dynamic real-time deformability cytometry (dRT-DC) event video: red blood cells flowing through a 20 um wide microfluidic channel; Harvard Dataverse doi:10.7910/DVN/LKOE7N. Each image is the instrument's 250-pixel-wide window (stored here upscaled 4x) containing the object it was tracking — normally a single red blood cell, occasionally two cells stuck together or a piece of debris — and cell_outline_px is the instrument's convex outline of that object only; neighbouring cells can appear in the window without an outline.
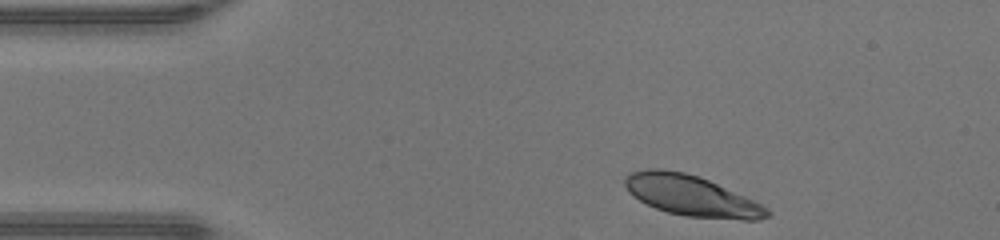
{"species": "human", "species_latin": "Homo sapiens", "temperature_condition": "warm", "stored_images_in_passage": 40, "camera_frame_rate_fps": 3000, "um_per_image_px": 0.085, "donor": {"sex": "male"}, "frame": {"image": 1, "passage_image": 1, "time_ms": 0.0, "image_size_px": [1000, 240], "cell_outline_px": [[772, 212], [768, 216], [760, 220], [744, 220], [688, 216], [668, 212], [656, 208], [640, 200], [628, 192], [624, 184], [624, 180], [628, 172], [648, 168], [660, 168], [684, 172], [708, 180], [744, 196], [768, 208]], "centroid_in_image_um": [58.74, 16.63], "position_along_channel_um": 26.3, "area_um2": 33.35}}
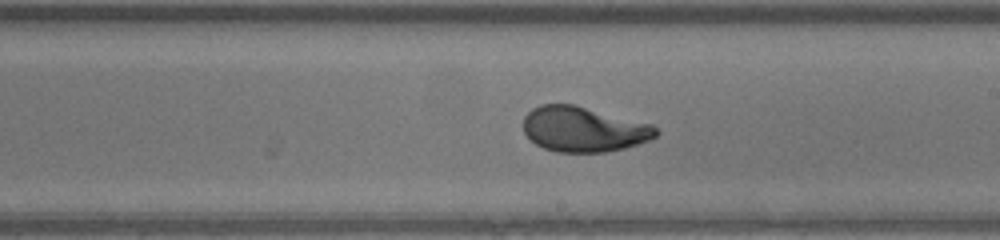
{"frame": {"image": 2, "passage_image": 20, "time_ms": 6.333, "image_size_px": [1000, 240], "cell_outline_px": [[660, 132], [656, 136], [648, 140], [624, 148], [604, 152], [556, 152], [544, 148], [536, 144], [524, 132], [524, 116], [532, 108], [540, 104], [572, 104], [652, 124]], "centroid_in_image_um": [49.59, 10.98], "position_along_channel_um": 239.4, "area_um2": 34.68}}
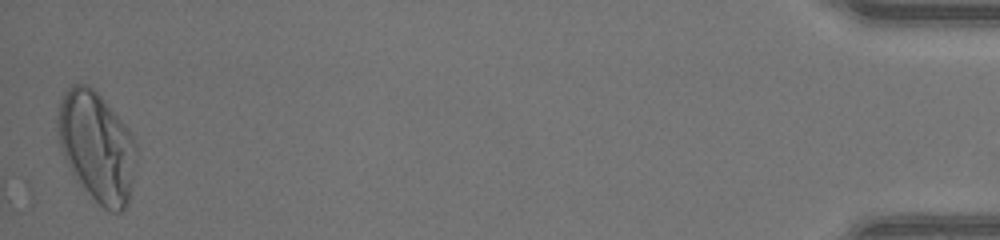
{"frame": {"image": 3, "passage_image": 40, "time_ms": 13.0, "image_size_px": [1000, 240], "cell_outline_px": [[136, 164], [128, 204], [120, 212], [108, 212], [80, 184], [72, 172], [60, 148], [56, 132], [56, 116], [60, 100], [64, 92], [72, 84], [88, 84], [104, 100], [132, 132], [136, 140]], "centroid_in_image_um": [8.22, 12.44], "position_along_channel_um": 427.0, "area_um2": 50.58}, "authors_computed_cell_mechanics": {"area_um2": 35.258, "velocity_mm_per_s": 4.3608, "shape_relaxation_time_tau1_ms": 3.6039, "shape_relaxation_time_tau2_ms": null, "deformation_change_tau1": 0.2043, "deformation_change_tau2": null}}